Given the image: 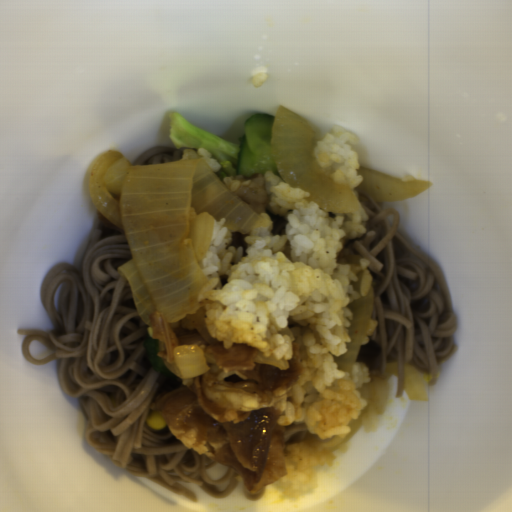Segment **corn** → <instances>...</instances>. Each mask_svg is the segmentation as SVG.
Instances as JSON below:
<instances>
[{
	"instance_id": "obj_1",
	"label": "corn",
	"mask_w": 512,
	"mask_h": 512,
	"mask_svg": "<svg viewBox=\"0 0 512 512\" xmlns=\"http://www.w3.org/2000/svg\"><path fill=\"white\" fill-rule=\"evenodd\" d=\"M146 423L149 428L158 431L163 429L167 425L159 409L149 413V415L146 418Z\"/></svg>"
},
{
	"instance_id": "obj_2",
	"label": "corn",
	"mask_w": 512,
	"mask_h": 512,
	"mask_svg": "<svg viewBox=\"0 0 512 512\" xmlns=\"http://www.w3.org/2000/svg\"><path fill=\"white\" fill-rule=\"evenodd\" d=\"M146 328H147V333H148L149 337H150L151 339H155V338H154V333H153V328H152V326H151V325H149V326H148V327H146Z\"/></svg>"
}]
</instances>
